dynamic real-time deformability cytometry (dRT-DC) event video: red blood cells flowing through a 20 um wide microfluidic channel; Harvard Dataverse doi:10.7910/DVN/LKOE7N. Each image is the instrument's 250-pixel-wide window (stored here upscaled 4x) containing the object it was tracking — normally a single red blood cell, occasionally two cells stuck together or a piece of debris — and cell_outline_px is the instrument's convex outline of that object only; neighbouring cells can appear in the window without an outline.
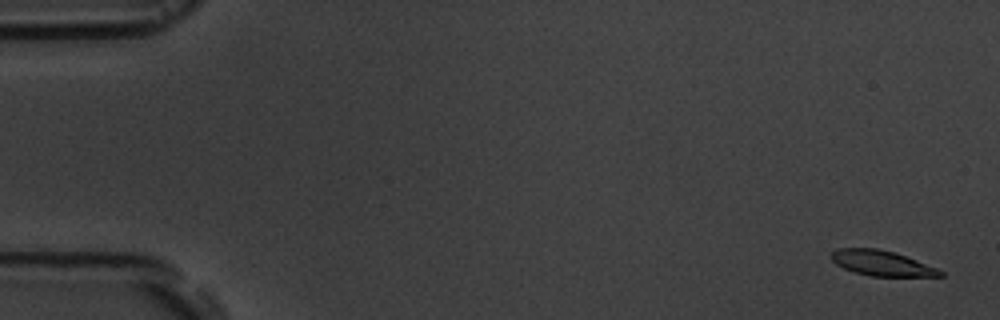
{"species": "common noctule bat (a hibernating species)", "species_latin": "Nyctalus noctula", "temperature_condition": "room temperature", "stored_images_in_passage": 5, "camera_frame_rate_fps": 3000, "um_per_image_px": 0.085, "animal": {"sex": "male", "body_mass_g": 19.5, "forearm_length_mm": 54.6}, "frame": {"image": 1, "passage_image": 1, "time_ms": 0.0, "image_size_px": [1000, 320], "cell_outline_px": [[944, 276], [868, 276], [852, 272], [836, 264], [828, 256], [836, 248], [876, 248], [896, 252], [936, 268], [944, 272]], "centroid_in_image_um": [74.89, 22.36], "position_along_channel_um": 10.1, "area_um2": 16.13}}
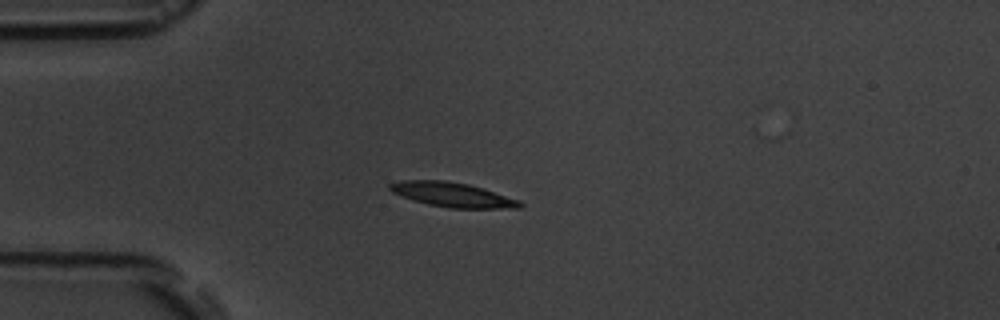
{"frame": {"image": 2, "passage_image": 5, "time_ms": 4.333, "image_size_px": [1000, 320], "cell_outline_px": [[524, 204], [520, 208], [448, 208], [428, 204], [392, 192], [388, 188], [388, 184], [404, 180], [444, 180], [468, 184], [484, 188], [520, 200]], "centroid_in_image_um": [38.51, 16.54], "position_along_channel_um": 46.5, "area_um2": 18.5}}